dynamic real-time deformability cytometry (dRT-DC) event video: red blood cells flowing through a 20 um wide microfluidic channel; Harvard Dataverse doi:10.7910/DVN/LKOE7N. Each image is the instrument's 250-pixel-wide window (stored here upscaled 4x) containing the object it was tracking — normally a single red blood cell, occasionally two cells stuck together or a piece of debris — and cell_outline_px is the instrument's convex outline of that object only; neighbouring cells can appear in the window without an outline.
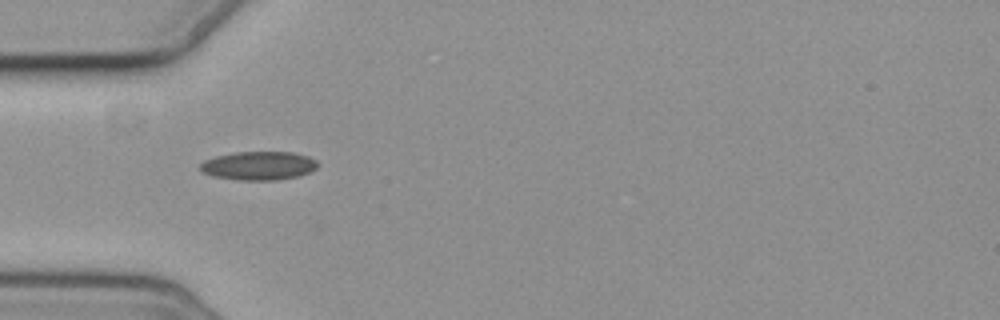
{"species": "common noctule bat (a hibernating species)", "species_latin": "Nyctalus noctula", "temperature_condition": "cold", "stored_images_in_passage": 2, "camera_frame_rate_fps": 3000, "um_per_image_px": 0.085, "animal": {"sex": "female", "body_mass_g": 19.3, "forearm_length_mm": 54.1}, "frame": {"image": 1, "passage_image": 1, "time_ms": 0.0, "image_size_px": [1000, 320], "cell_outline_px": [[320, 164], [312, 172], [300, 176], [276, 180], [240, 180], [212, 176], [200, 172], [200, 164], [204, 160], [216, 156], [236, 152], [292, 152], [308, 156], [316, 160]], "centroid_in_image_um": [22.01, 14.09], "position_along_channel_um": 63.0, "area_um2": 19.83}}
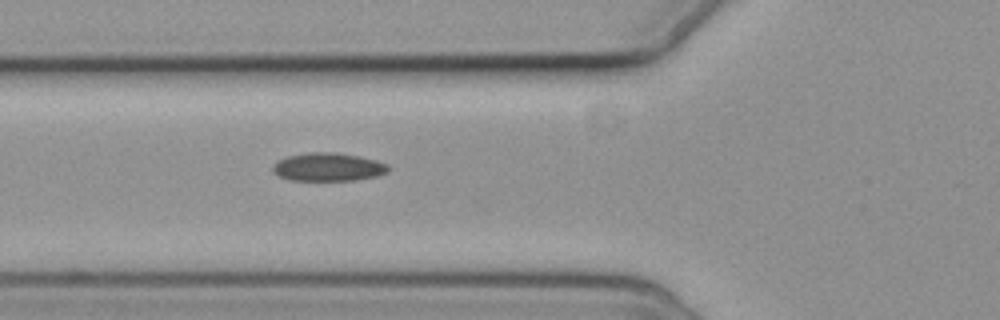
{"frame": {"image": 2, "passage_image": 2, "time_ms": 1.0, "image_size_px": [1000, 320], "cell_outline_px": [[388, 172], [376, 176], [352, 180], [292, 180], [280, 176], [272, 172], [272, 164], [288, 156], [308, 152], [336, 152], [360, 156], [376, 160], [388, 164]], "centroid_in_image_um": [27.89, 14.18], "position_along_channel_um": 97.9, "area_um2": 18.96}}